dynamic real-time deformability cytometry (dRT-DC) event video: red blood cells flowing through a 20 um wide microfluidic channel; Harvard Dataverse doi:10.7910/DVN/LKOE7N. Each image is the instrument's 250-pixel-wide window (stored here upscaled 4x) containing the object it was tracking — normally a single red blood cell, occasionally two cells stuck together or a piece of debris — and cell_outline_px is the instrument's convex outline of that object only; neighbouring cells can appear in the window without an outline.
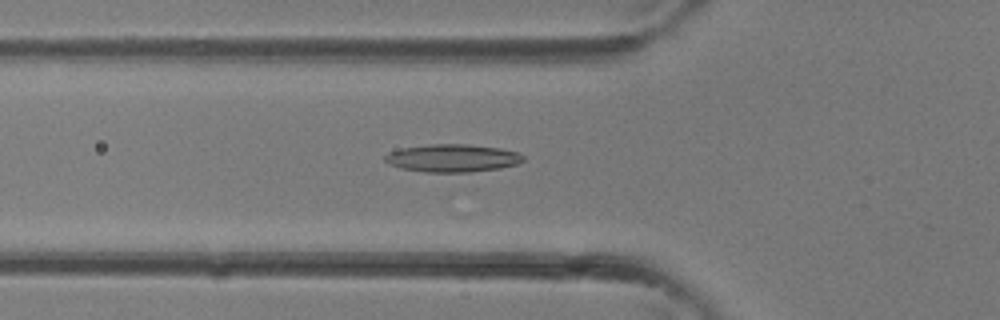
{"species": "common noctule bat (a hibernating species)", "species_latin": "Nyctalus noctula", "temperature_condition": "room temperature", "stored_images_in_passage": 31, "camera_frame_rate_fps": 3000, "um_per_image_px": 0.085, "animal": {"sex": "female"}, "frame": {"image": 1, "passage_image": 8, "time_ms": 2.333, "image_size_px": [1000, 320], "cell_outline_px": [[524, 160], [516, 164], [500, 168], [472, 172], [424, 172], [400, 168], [388, 164], [384, 160], [384, 156], [388, 152], [400, 148], [432, 144], [468, 144], [500, 148], [516, 152], [524, 156]], "centroid_in_image_um": [38.42, 13.44], "position_along_channel_um": 87.4, "area_um2": 22.48}}
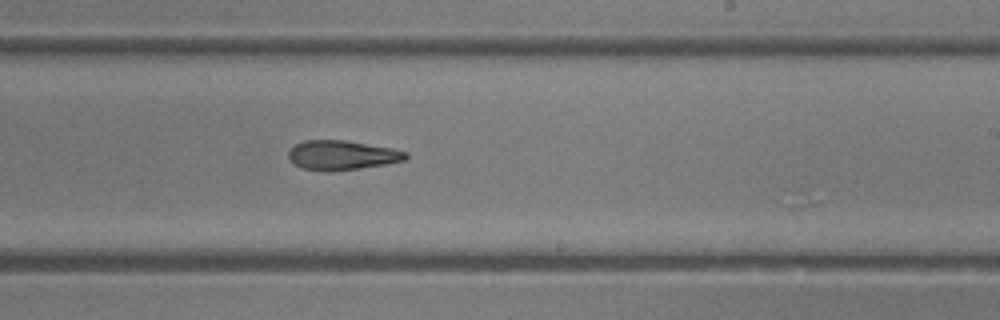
{"frame": {"image": 2, "passage_image": 17, "time_ms": 5.333, "image_size_px": [1000, 320], "cell_outline_px": [[408, 156], [404, 160], [384, 164], [356, 168], [300, 168], [292, 164], [288, 156], [288, 152], [296, 144], [304, 140], [344, 140], [392, 148], [408, 152]], "centroid_in_image_um": [29.07, 13.14], "position_along_channel_um": 259.9, "area_um2": 19.25}}
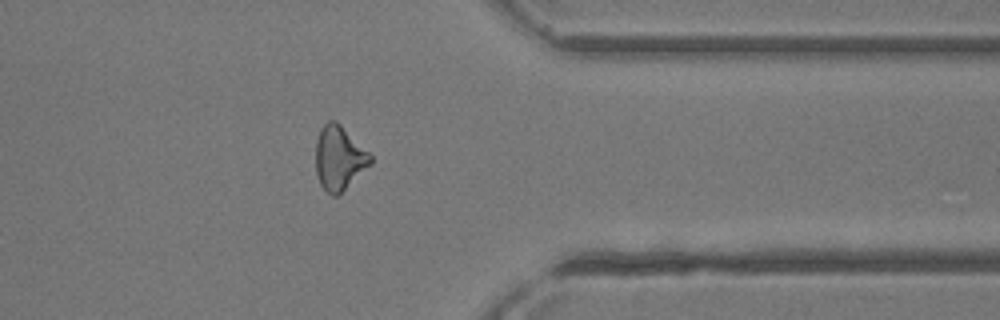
{"frame": {"image": 3, "passage_image": 24, "time_ms": 7.667, "image_size_px": [1000, 320], "cell_outline_px": [[372, 164], [336, 196], [332, 196], [320, 184], [316, 172], [316, 140], [320, 128], [328, 120], [336, 120], [372, 156]], "centroid_in_image_um": [28.81, 13.41], "position_along_channel_um": 382.6, "area_um2": 20.23}}